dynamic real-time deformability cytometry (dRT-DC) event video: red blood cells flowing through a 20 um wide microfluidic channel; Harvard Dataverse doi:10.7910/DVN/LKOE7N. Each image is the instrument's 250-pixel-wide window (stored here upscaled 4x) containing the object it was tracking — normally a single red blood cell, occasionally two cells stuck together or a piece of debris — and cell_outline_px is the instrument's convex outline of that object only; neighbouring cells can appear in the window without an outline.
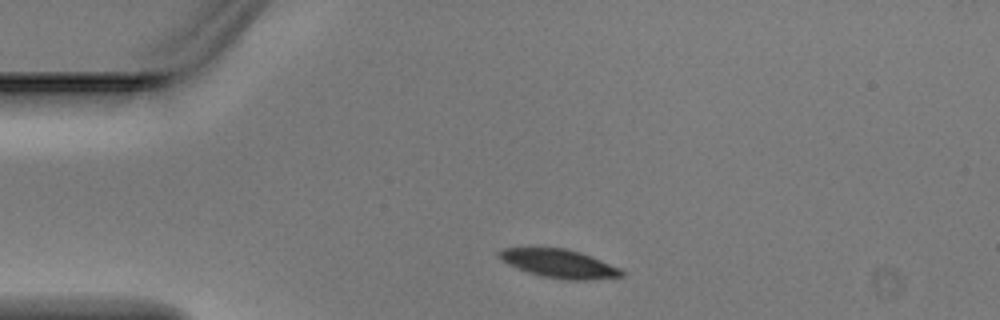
{"species": "Egyptian fruit bat (a non-hibernating species)", "species_latin": "Rousettus aegyptiacus", "temperature_condition": "warm", "stored_images_in_passage": 2, "camera_frame_rate_fps": 3000, "um_per_image_px": 0.085, "animal": {"sex": "male"}, "frame": {"image": 1, "passage_image": 1, "time_ms": 0.0, "image_size_px": [1000, 320], "cell_outline_px": [[624, 276], [588, 280], [564, 280], [544, 276], [528, 272], [516, 268], [508, 264], [496, 252], [500, 248], [568, 248], [580, 252], [620, 268], [624, 272]], "centroid_in_image_um": [47.53, 22.4], "position_along_channel_um": 37.5, "area_um2": 20.17}}